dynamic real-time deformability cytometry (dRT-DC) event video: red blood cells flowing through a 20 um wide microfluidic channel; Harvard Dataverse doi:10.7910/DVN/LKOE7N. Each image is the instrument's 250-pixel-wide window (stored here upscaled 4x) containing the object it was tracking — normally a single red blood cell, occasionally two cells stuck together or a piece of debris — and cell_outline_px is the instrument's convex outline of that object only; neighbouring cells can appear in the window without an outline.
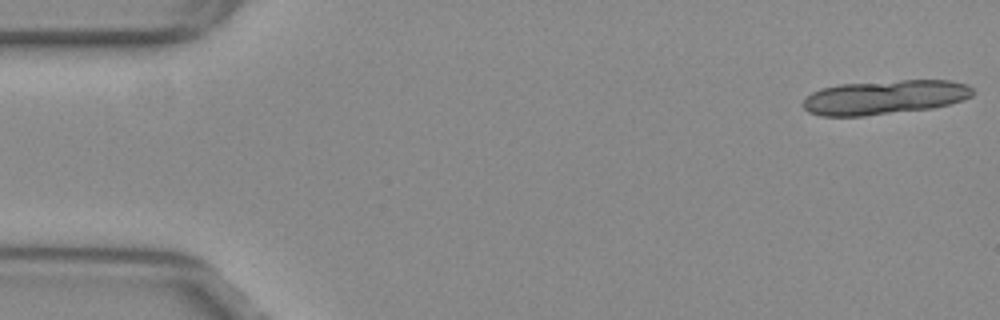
{"species": "common noctule bat (a hibernating species)", "species_latin": "Nyctalus noctula", "temperature_condition": "warm", "stored_images_in_passage": 17, "camera_frame_rate_fps": 3000, "um_per_image_px": 0.085, "animal": {"sex": "female", "body_mass_g": 29.2, "forearm_length_mm": 56.3}, "frame": {"image": 1, "passage_image": 1, "time_ms": 0.0, "image_size_px": [1000, 320], "cell_outline_px": [[976, 92], [972, 96], [964, 100], [932, 108], [864, 116], [820, 116], [808, 112], [800, 104], [812, 92], [820, 88], [840, 84], [900, 80], [948, 80], [968, 84]], "centroid_in_image_um": [75.2, 8.26], "position_along_channel_um": 9.8, "area_um2": 34.1}}